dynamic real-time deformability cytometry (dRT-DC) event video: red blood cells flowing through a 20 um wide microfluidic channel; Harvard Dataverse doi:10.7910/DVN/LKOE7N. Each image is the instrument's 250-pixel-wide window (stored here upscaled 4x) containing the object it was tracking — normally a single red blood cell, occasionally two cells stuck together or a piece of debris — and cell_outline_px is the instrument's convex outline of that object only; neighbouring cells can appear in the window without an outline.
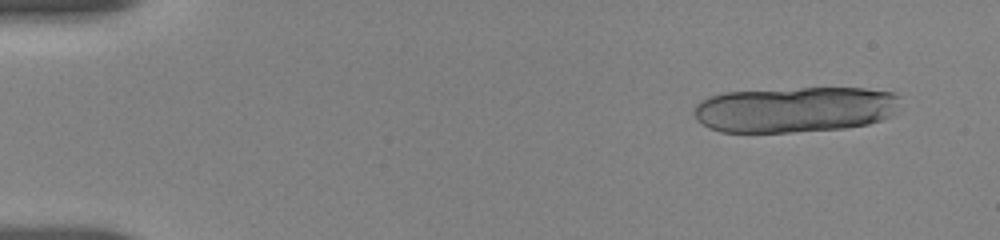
{"species": "human", "species_latin": "Homo sapiens", "temperature_condition": "room temperature", "stored_images_in_passage": 12, "camera_frame_rate_fps": 3000, "um_per_image_px": 0.085, "donor": {"sex": "female"}, "frame": {"image": 1, "passage_image": 3, "time_ms": 0.667, "image_size_px": [1000, 240], "cell_outline_px": [[900, 96], [892, 112], [888, 116], [880, 120], [868, 124], [844, 128], [792, 132], [720, 132], [708, 128], [696, 120], [696, 104], [700, 100], [708, 96], [724, 92], [800, 88], [864, 88], [892, 92]], "centroid_in_image_um": [67.51, 9.3], "position_along_channel_um": 17.5, "area_um2": 54.85}}